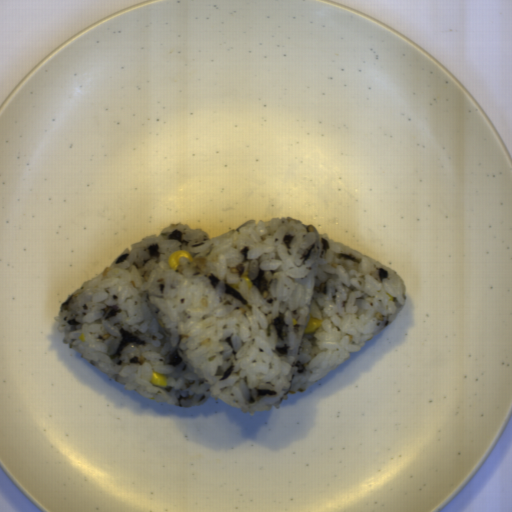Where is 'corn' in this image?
I'll return each mask as SVG.
<instances>
[{
    "label": "corn",
    "instance_id": "3",
    "mask_svg": "<svg viewBox=\"0 0 512 512\" xmlns=\"http://www.w3.org/2000/svg\"><path fill=\"white\" fill-rule=\"evenodd\" d=\"M152 385L166 386L167 387V375L157 373L152 370V376L150 380Z\"/></svg>",
    "mask_w": 512,
    "mask_h": 512
},
{
    "label": "corn",
    "instance_id": "4",
    "mask_svg": "<svg viewBox=\"0 0 512 512\" xmlns=\"http://www.w3.org/2000/svg\"><path fill=\"white\" fill-rule=\"evenodd\" d=\"M242 280H244V281L247 283L248 289H252V287H253V281H250V280H249L247 271H246V272H243V274H242Z\"/></svg>",
    "mask_w": 512,
    "mask_h": 512
},
{
    "label": "corn",
    "instance_id": "2",
    "mask_svg": "<svg viewBox=\"0 0 512 512\" xmlns=\"http://www.w3.org/2000/svg\"><path fill=\"white\" fill-rule=\"evenodd\" d=\"M322 321H323V319H316V318L309 317L305 335L314 334L317 329L322 327Z\"/></svg>",
    "mask_w": 512,
    "mask_h": 512
},
{
    "label": "corn",
    "instance_id": "1",
    "mask_svg": "<svg viewBox=\"0 0 512 512\" xmlns=\"http://www.w3.org/2000/svg\"><path fill=\"white\" fill-rule=\"evenodd\" d=\"M184 256L189 263H193V256L187 250L174 251L167 257L171 269L177 270L181 257Z\"/></svg>",
    "mask_w": 512,
    "mask_h": 512
}]
</instances>
